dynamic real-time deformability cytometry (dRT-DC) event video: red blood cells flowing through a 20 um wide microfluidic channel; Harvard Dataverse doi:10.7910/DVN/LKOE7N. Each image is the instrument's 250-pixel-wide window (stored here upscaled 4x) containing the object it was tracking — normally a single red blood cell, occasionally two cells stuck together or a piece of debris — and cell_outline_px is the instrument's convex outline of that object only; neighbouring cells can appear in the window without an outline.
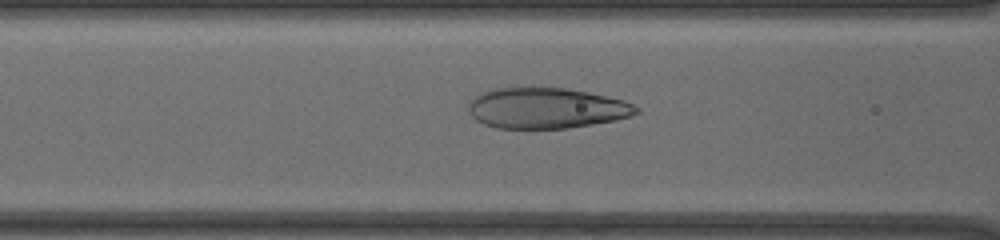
{"species": "human", "species_latin": "Homo sapiens", "temperature_condition": "cold", "stored_images_in_passage": 10, "camera_frame_rate_fps": 3000, "um_per_image_px": 0.085, "donor": {"sex": "male"}, "frame": {"image": 1, "passage_image": 4, "time_ms": 2.333, "image_size_px": [1000, 240], "cell_outline_px": [[640, 112], [632, 116], [616, 120], [568, 128], [496, 128], [484, 124], [476, 120], [468, 112], [468, 104], [480, 92], [496, 88], [564, 88], [624, 100], [640, 108]], "centroid_in_image_um": [46.43, 9.2], "position_along_channel_um": 120.2, "area_um2": 39.59}}
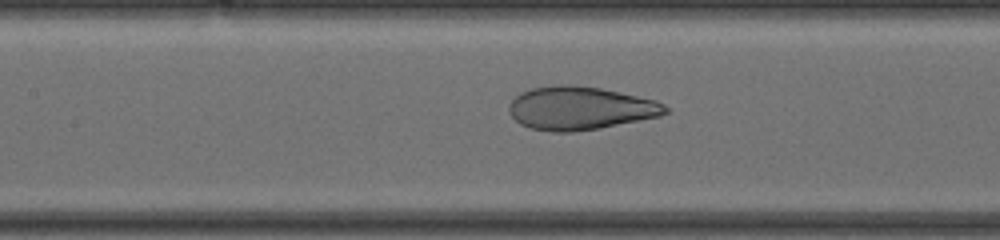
{"frame": {"image": 2, "passage_image": 6, "time_ms": 3.333, "image_size_px": [1000, 240], "cell_outline_px": [[668, 112], [660, 116], [600, 128], [572, 132], [552, 132], [532, 128], [520, 124], [508, 112], [508, 108], [512, 100], [520, 92], [532, 88], [560, 84], [568, 84], [600, 88], [656, 100], [664, 104], [668, 108]], "centroid_in_image_um": [49.3, 9.2], "position_along_channel_um": 158.1, "area_um2": 39.3}}
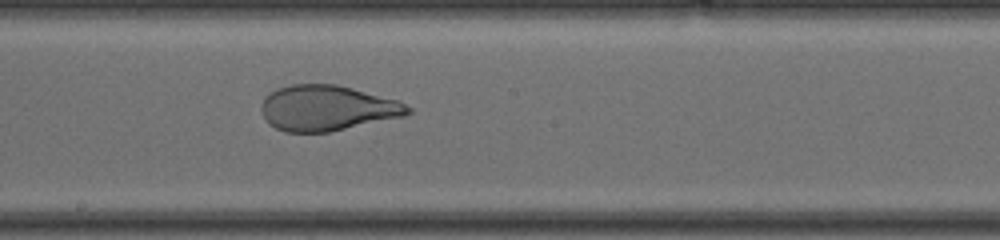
{"frame": {"image": 3, "passage_image": 10, "time_ms": 5.0, "image_size_px": [1000, 240], "cell_outline_px": [[412, 112], [404, 116], [328, 132], [284, 132], [268, 124], [264, 120], [260, 108], [260, 104], [272, 92], [280, 88], [292, 84], [336, 84], [352, 88], [396, 100], [412, 108]], "centroid_in_image_um": [27.78, 9.19], "position_along_channel_um": 220.4, "area_um2": 38.55}}